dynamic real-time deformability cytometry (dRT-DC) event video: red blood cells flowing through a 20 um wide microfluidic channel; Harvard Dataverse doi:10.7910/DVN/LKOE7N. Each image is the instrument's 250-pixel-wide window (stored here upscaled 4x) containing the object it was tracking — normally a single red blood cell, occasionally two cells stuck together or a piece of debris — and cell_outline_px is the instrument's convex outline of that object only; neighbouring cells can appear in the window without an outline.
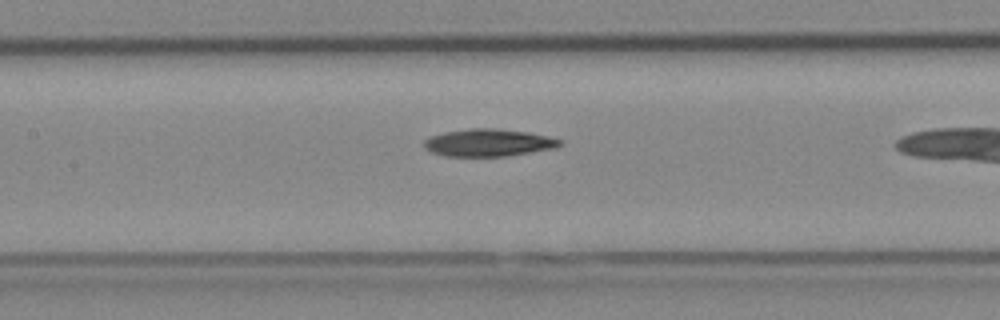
{"species": "Egyptian fruit bat (a non-hibernating species)", "species_latin": "Rousettus aegyptiacus", "temperature_condition": "cold", "stored_images_in_passage": 25, "camera_frame_rate_fps": 3000, "um_per_image_px": 0.085, "animal": {"sex": "female"}, "frame": {"image": 1, "passage_image": 8, "time_ms": 2.333, "image_size_px": [1000, 320], "cell_outline_px": [[564, 144], [556, 148], [508, 156], [444, 156], [432, 152], [424, 148], [424, 140], [428, 136], [444, 132], [468, 128], [496, 128], [528, 132], [564, 140]], "centroid_in_image_um": [41.53, 12.12], "position_along_channel_um": 165.9, "area_um2": 21.96}}